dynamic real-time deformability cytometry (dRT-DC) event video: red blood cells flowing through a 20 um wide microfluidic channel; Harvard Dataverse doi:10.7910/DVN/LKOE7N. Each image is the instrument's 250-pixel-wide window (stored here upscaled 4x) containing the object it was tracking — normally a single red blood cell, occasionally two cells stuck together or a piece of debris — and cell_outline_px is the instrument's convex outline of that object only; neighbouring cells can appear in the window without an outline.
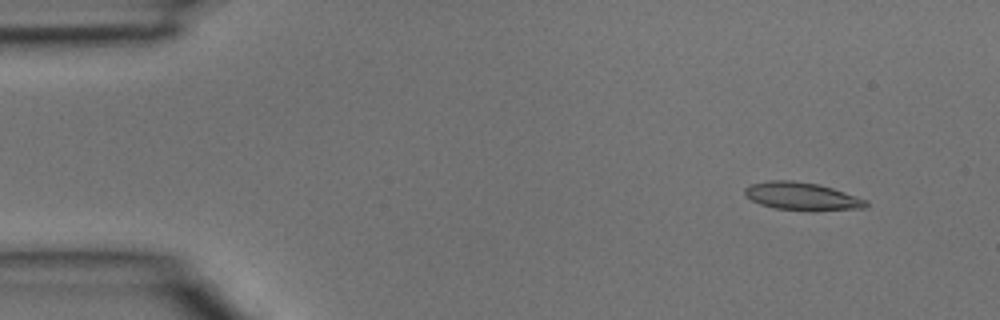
{"species": "common noctule bat (a hibernating species)", "species_latin": "Nyctalus noctula", "temperature_condition": "room temperature", "stored_images_in_passage": 4, "segment_of_instrument_passage": [1, 2], "camera_frame_rate_fps": 3000, "um_per_image_px": 0.085, "animal": {"sex": "male", "body_mass_g": 15.6}, "frame": {"image": 1, "passage_image": 1, "time_ms": 0.0, "image_size_px": [1000, 320], "cell_outline_px": [[868, 204], [864, 208], [812, 212], [808, 212], [776, 208], [760, 204], [752, 200], [744, 192], [744, 188], [752, 184], [768, 180], [792, 180], [820, 184], [868, 200]], "centroid_in_image_um": [68.2, 16.7], "position_along_channel_um": 16.8, "area_um2": 19.94}}
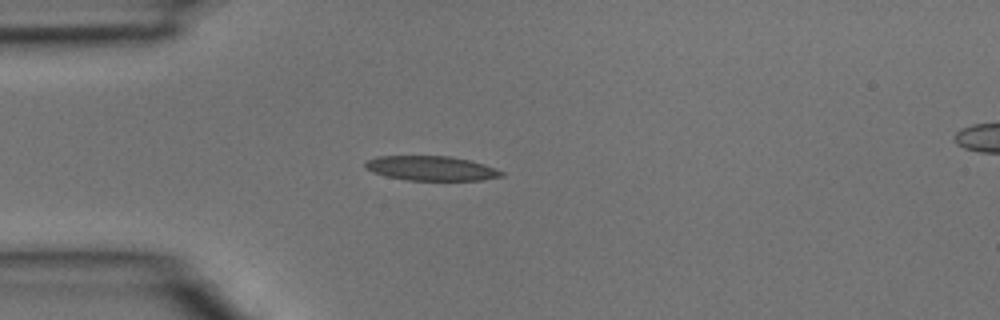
{"frame": {"image": 2, "passage_image": 3, "time_ms": 0.667, "image_size_px": [1000, 320], "cell_outline_px": [[504, 176], [484, 180], [408, 180], [388, 176], [372, 172], [364, 168], [364, 164], [368, 160], [376, 156], [452, 156], [484, 164], [504, 172]], "centroid_in_image_um": [36.66, 14.3], "position_along_channel_um": 48.3, "area_um2": 19.48}}